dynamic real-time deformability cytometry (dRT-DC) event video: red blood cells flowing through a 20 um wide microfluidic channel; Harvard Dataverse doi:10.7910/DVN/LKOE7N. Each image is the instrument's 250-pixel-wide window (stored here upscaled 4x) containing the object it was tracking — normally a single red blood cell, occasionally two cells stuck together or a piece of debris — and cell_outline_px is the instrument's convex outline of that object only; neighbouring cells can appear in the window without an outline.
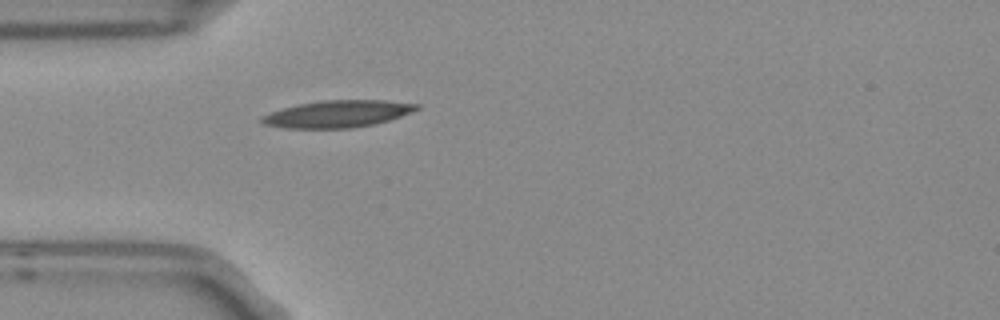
{"species": "Egyptian fruit bat (a non-hibernating species)", "species_latin": "Rousettus aegyptiacus", "temperature_condition": "room temperature", "stored_images_in_passage": 1, "camera_frame_rate_fps": 3000, "um_per_image_px": 0.085, "frame": {"image": 1, "passage_image": 1, "time_ms": 0.0, "image_size_px": [1000, 320], "cell_outline_px": [[420, 108], [412, 112], [388, 120], [372, 124], [352, 128], [284, 128], [264, 124], [260, 120], [260, 116], [296, 104], [324, 100], [384, 100], [420, 104]], "centroid_in_image_um": [28.69, 9.67], "position_along_channel_um": 56.3, "area_um2": 24.28}}